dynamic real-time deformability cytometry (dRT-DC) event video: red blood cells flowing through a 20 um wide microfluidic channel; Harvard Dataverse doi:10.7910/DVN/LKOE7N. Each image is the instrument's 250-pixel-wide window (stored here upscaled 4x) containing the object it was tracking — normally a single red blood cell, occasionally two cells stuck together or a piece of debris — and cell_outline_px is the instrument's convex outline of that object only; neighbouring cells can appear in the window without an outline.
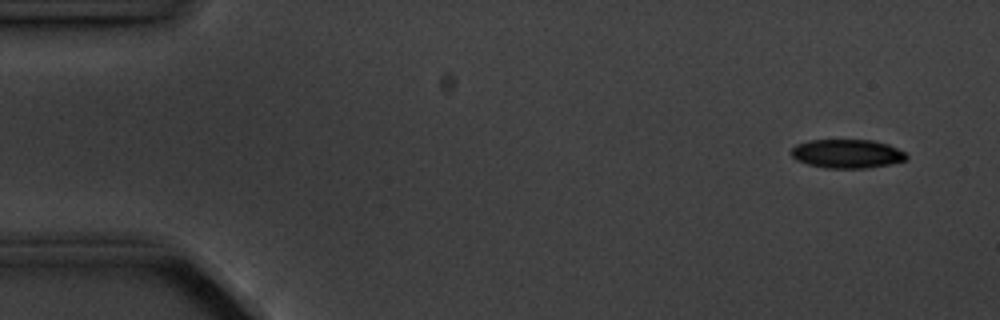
{"species": "common noctule bat (a hibernating species)", "species_latin": "Nyctalus noctula", "temperature_condition": "cold", "stored_images_in_passage": 8, "camera_frame_rate_fps": 3000, "um_per_image_px": 0.085, "animal": {"sex": "male", "body_mass_g": 20.1, "forearm_length_mm": 53.5}, "frame": {"image": 1, "passage_image": 1, "time_ms": 0.0, "image_size_px": [1000, 320], "cell_outline_px": [[908, 160], [868, 168], [824, 168], [808, 164], [796, 160], [788, 152], [796, 144], [808, 140], [872, 140], [888, 144], [904, 152], [908, 156]], "centroid_in_image_um": [71.97, 13.06], "position_along_channel_um": 13.0, "area_um2": 19.48}}
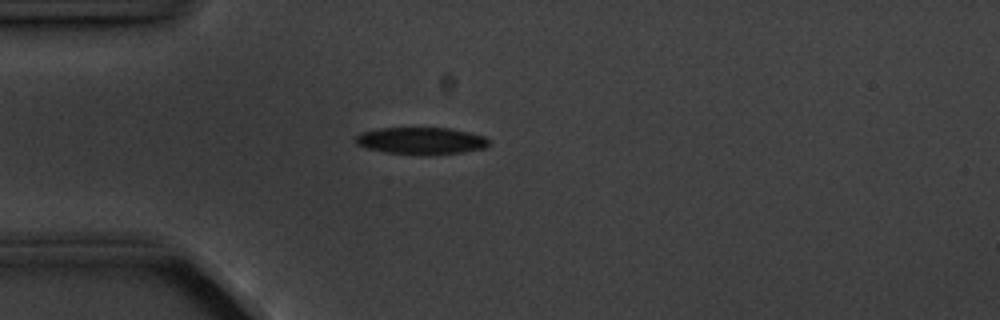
{"frame": {"image": 2, "passage_image": 4, "time_ms": 3.667, "image_size_px": [1000, 320], "cell_outline_px": [[488, 144], [484, 148], [464, 152], [420, 156], [384, 152], [368, 148], [356, 144], [356, 136], [360, 132], [380, 128], [452, 128], [484, 136], [488, 140]], "centroid_in_image_um": [35.78, 11.98], "position_along_channel_um": 49.2, "area_um2": 21.15}}